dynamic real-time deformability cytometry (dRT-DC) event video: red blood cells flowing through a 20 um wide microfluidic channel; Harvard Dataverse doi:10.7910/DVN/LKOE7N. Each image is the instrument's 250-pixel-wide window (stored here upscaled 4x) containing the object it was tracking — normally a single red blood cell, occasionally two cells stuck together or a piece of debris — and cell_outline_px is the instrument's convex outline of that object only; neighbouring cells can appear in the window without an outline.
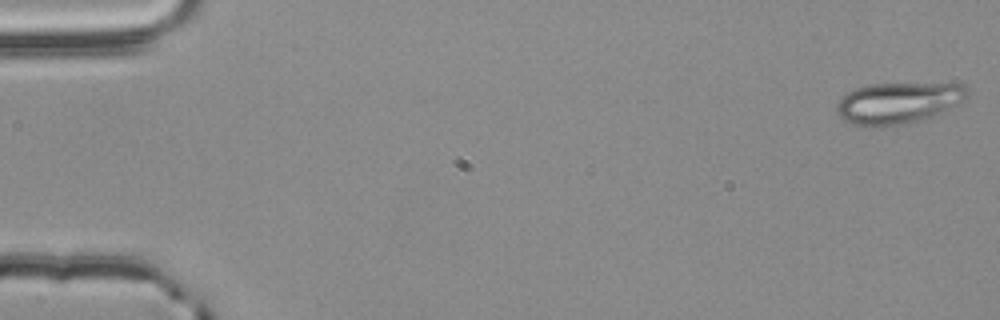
{"species": "common noctule bat (a hibernating species)", "species_latin": "Nyctalus noctula", "temperature_condition": "room temperature", "stored_images_in_passage": 58, "camera_frame_rate_fps": 3000, "um_per_image_px": 0.085, "animal": {"sex": "male", "body_mass_g": 20.4}, "frame": {"image": 1, "passage_image": 1, "time_ms": 0.0, "image_size_px": [1000, 320], "cell_outline_px": [[968, 92], [964, 100], [932, 116], [908, 124], [880, 128], [868, 128], [852, 124], [844, 120], [836, 112], [836, 104], [848, 92], [856, 88], [872, 84], [960, 80], [964, 84]], "centroid_in_image_um": [76.4, 8.72], "position_along_channel_um": 8.6, "area_um2": 32.77}}
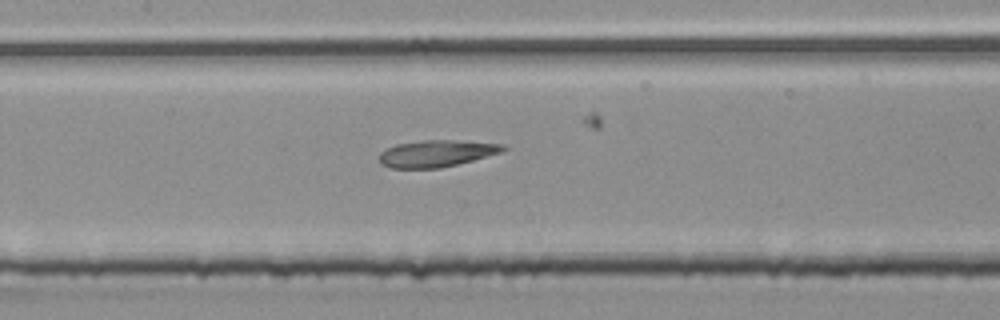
{"frame": {"image": 2, "passage_image": 28, "time_ms": 9.0, "image_size_px": [1000, 320], "cell_outline_px": [[508, 148], [504, 152], [440, 168], [392, 168], [380, 164], [380, 152], [396, 144], [424, 140], [452, 140], [504, 144]], "centroid_in_image_um": [37.13, 13.04], "position_along_channel_um": 170.3, "area_um2": 19.25}}
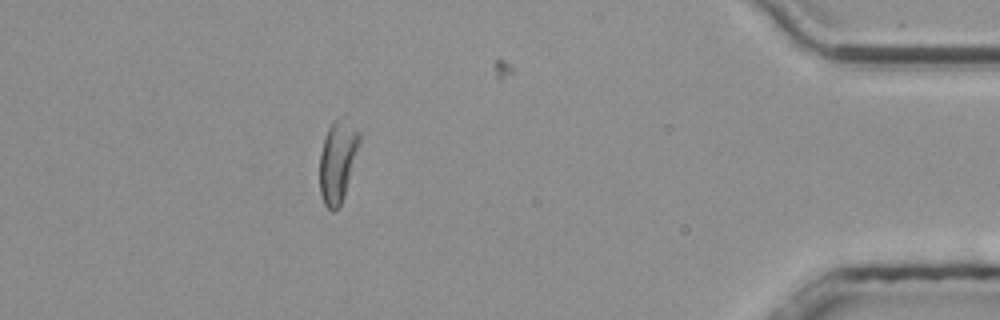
{"frame": {"image": 3, "passage_image": 51, "time_ms": 16.667, "image_size_px": [1000, 320], "cell_outline_px": [[360, 140], [344, 196], [340, 208], [332, 212], [324, 204], [320, 192], [320, 156], [324, 140], [328, 128], [332, 120], [340, 116], [348, 116], [360, 132]], "centroid_in_image_um": [28.71, 13.64], "position_along_channel_um": 406.5, "area_um2": 19.13}}